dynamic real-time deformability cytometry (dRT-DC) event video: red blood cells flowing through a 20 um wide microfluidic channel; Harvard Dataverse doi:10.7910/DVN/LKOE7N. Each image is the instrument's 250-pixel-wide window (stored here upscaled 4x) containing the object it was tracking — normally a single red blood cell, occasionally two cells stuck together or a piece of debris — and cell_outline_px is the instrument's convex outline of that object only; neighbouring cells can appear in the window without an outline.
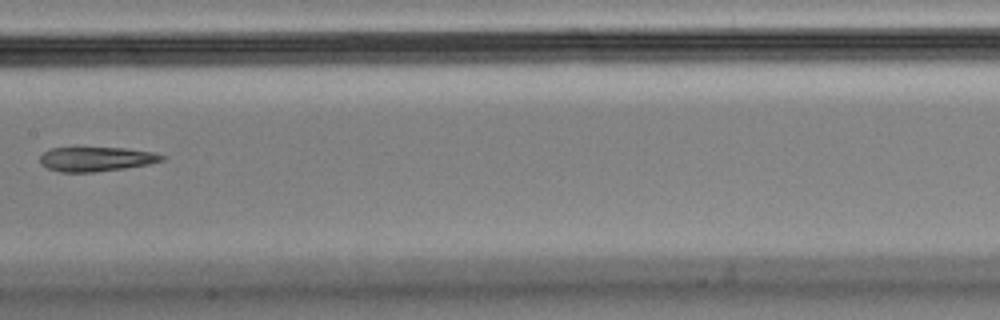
{"species": "Egyptian fruit bat (a non-hibernating species)", "species_latin": "Rousettus aegyptiacus", "temperature_condition": "cold", "stored_images_in_passage": 11, "camera_frame_rate_fps": 3000, "um_per_image_px": 0.085, "animal": {"sex": "male"}, "frame": {"image": 1, "passage_image": 5, "time_ms": 1.333, "image_size_px": [1000, 320], "cell_outline_px": [[164, 160], [148, 164], [124, 168], [96, 172], [60, 172], [48, 168], [40, 164], [40, 156], [44, 152], [52, 148], [124, 148], [156, 152], [164, 156]], "centroid_in_image_um": [8.18, 13.52], "position_along_channel_um": 199.2, "area_um2": 17.28}}